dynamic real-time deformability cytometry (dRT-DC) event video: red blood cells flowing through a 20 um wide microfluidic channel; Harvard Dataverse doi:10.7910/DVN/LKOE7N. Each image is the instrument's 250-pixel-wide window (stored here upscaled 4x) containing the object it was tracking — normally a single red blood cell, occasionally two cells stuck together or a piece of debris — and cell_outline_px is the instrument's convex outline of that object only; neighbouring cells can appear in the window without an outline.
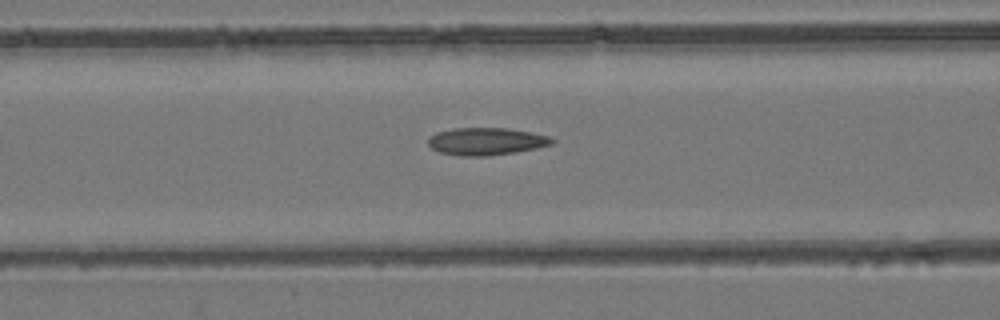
{"species": "common noctule bat (a hibernating species)", "species_latin": "Nyctalus noctula", "temperature_condition": "room temperature", "stored_images_in_passage": 28, "camera_frame_rate_fps": 3000, "um_per_image_px": 0.085, "animal": {"sex": "female", "body_mass_g": 24.6, "forearm_length_mm": 56.2}, "frame": {"image": 1, "passage_image": 7, "time_ms": 2.0, "image_size_px": [1000, 320], "cell_outline_px": [[556, 140], [552, 144], [536, 148], [516, 152], [488, 156], [460, 156], [440, 152], [432, 148], [428, 144], [428, 136], [436, 132], [452, 128], [508, 128], [532, 132], [548, 136]], "centroid_in_image_um": [41.31, 12.01], "position_along_channel_um": 125.3, "area_um2": 19.94}}
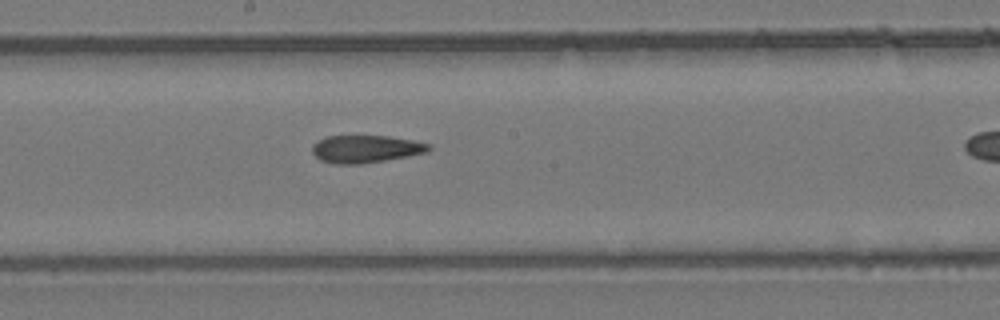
{"frame": {"image": 2, "passage_image": 14, "time_ms": 4.333, "image_size_px": [1000, 320], "cell_outline_px": [[432, 148], [428, 152], [408, 156], [360, 164], [336, 164], [320, 160], [312, 152], [312, 144], [316, 140], [328, 136], [388, 136], [412, 140], [428, 144]], "centroid_in_image_um": [31.05, 12.66], "position_along_channel_um": 217.1, "area_um2": 18.67}}
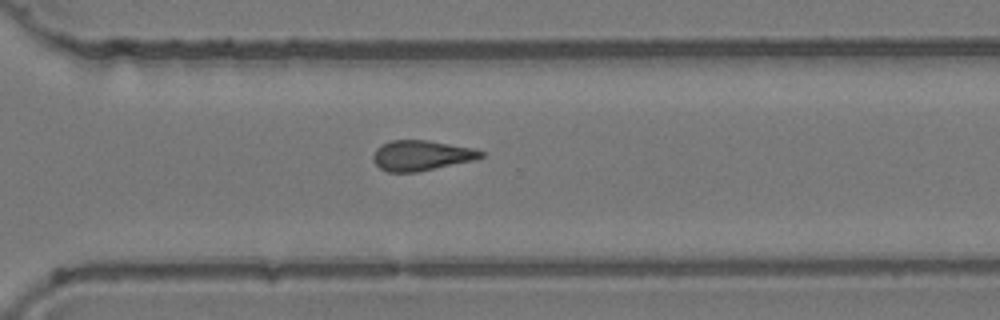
{"frame": {"image": 3, "passage_image": 23, "time_ms": 7.333, "image_size_px": [1000, 320], "cell_outline_px": [[484, 156], [480, 160], [416, 172], [388, 172], [380, 168], [372, 160], [372, 156], [376, 148], [380, 144], [392, 140], [428, 140], [472, 148], [484, 152]], "centroid_in_image_um": [35.84, 13.22], "position_along_channel_um": 334.8, "area_um2": 19.31}}